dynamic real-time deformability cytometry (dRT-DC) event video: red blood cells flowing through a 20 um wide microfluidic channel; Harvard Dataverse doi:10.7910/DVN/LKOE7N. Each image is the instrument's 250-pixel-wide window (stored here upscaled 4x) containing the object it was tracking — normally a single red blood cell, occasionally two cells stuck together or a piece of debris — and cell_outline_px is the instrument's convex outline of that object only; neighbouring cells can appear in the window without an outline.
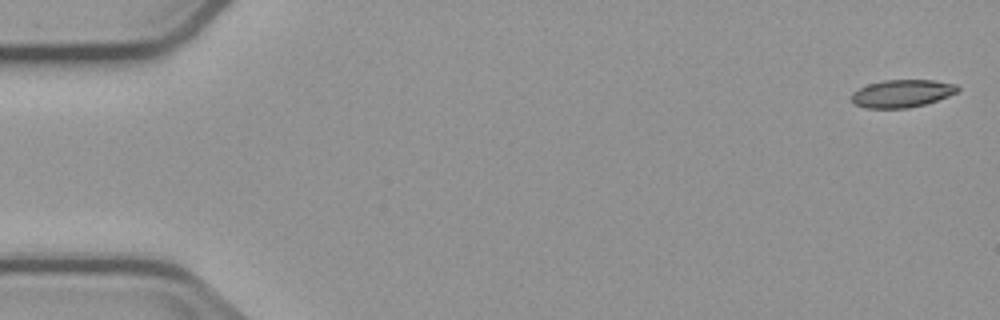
{"species": "common noctule bat (a hibernating species)", "species_latin": "Nyctalus noctula", "temperature_condition": "cold", "stored_images_in_passage": 2, "segment_of_instrument_passage": [2, 2], "camera_frame_rate_fps": 3000, "um_per_image_px": 0.085, "animal": {"sex": "male", "body_mass_g": 23.1, "forearm_length_mm": 52.7}, "frame": {"image": 1, "passage_image": 2, "time_ms": 2.667, "image_size_px": [1000, 320], "cell_outline_px": [[960, 88], [956, 92], [948, 96], [924, 104], [908, 108], [864, 108], [856, 104], [852, 100], [852, 92], [868, 84], [884, 80], [932, 80], [956, 84]], "centroid_in_image_um": [76.66, 7.94], "position_along_channel_um": 8.3, "area_um2": 16.94}}